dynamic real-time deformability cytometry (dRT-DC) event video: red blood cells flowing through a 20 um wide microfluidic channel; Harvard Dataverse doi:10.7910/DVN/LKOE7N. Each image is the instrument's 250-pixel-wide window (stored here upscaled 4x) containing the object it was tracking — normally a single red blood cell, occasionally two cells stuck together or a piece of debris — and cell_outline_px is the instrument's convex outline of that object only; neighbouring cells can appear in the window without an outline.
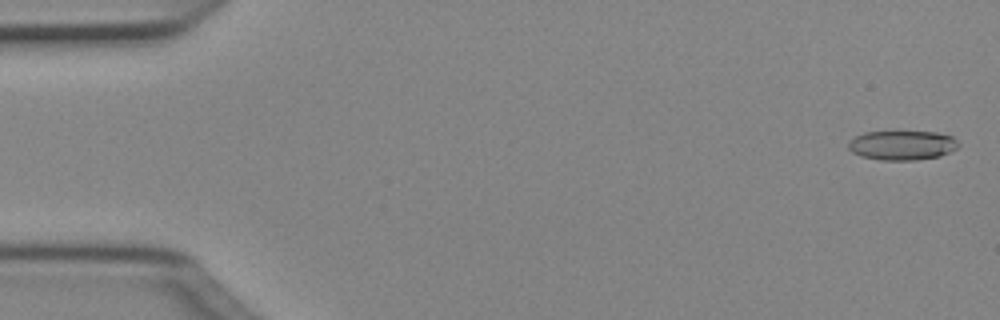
{"species": "Egyptian fruit bat (a non-hibernating species)", "species_latin": "Rousettus aegyptiacus", "temperature_condition": "cold", "stored_images_in_passage": 50, "camera_frame_rate_fps": 3000, "um_per_image_px": 0.085, "animal": {"sex": "female"}, "frame": {"image": 1, "passage_image": 2, "time_ms": 0.333, "image_size_px": [1000, 320], "cell_outline_px": [[960, 144], [956, 148], [940, 156], [916, 160], [880, 160], [860, 156], [852, 152], [848, 148], [848, 140], [864, 132], [936, 132], [952, 136]], "centroid_in_image_um": [76.66, 12.35], "position_along_channel_um": 8.3, "area_um2": 18.9}}
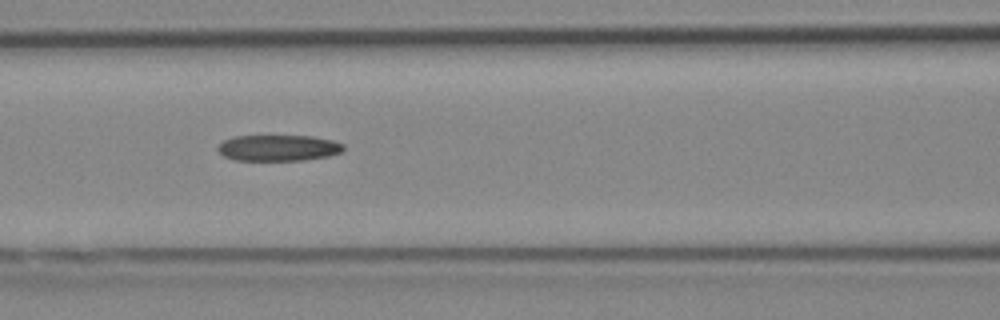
{"frame": {"image": 2, "passage_image": 22, "time_ms": 7.0, "image_size_px": [1000, 320], "cell_outline_px": [[344, 148], [340, 152], [328, 156], [304, 160], [236, 160], [224, 156], [216, 148], [224, 140], [232, 136], [312, 136], [332, 140], [344, 144]], "centroid_in_image_um": [23.65, 12.57], "position_along_channel_um": 142.9, "area_um2": 19.02}}
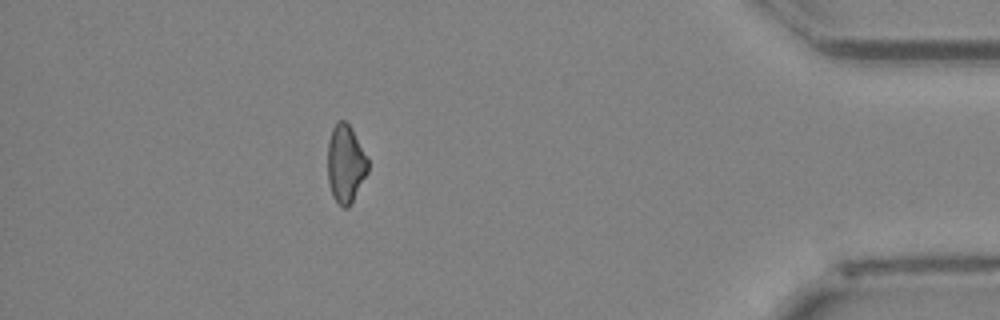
{"frame": {"image": 3, "passage_image": 45, "time_ms": 14.667, "image_size_px": [1000, 320], "cell_outline_px": [[368, 172], [348, 208], [344, 208], [332, 196], [328, 180], [328, 144], [332, 128], [336, 120], [344, 120], [352, 128], [368, 160]], "centroid_in_image_um": [29.36, 13.9], "position_along_channel_um": 405.8, "area_um2": 18.15}, "authors_computed_cell_mechanics": {"area_um2": 19.4497, "velocity_mm_per_s": 4.0669, "shape_relaxation_time_tau1_ms": 8.9097, "shape_relaxation_time_tau2_ms": null, "deformation_change_tau1": 0.1699, "deformation_change_tau2": null}}